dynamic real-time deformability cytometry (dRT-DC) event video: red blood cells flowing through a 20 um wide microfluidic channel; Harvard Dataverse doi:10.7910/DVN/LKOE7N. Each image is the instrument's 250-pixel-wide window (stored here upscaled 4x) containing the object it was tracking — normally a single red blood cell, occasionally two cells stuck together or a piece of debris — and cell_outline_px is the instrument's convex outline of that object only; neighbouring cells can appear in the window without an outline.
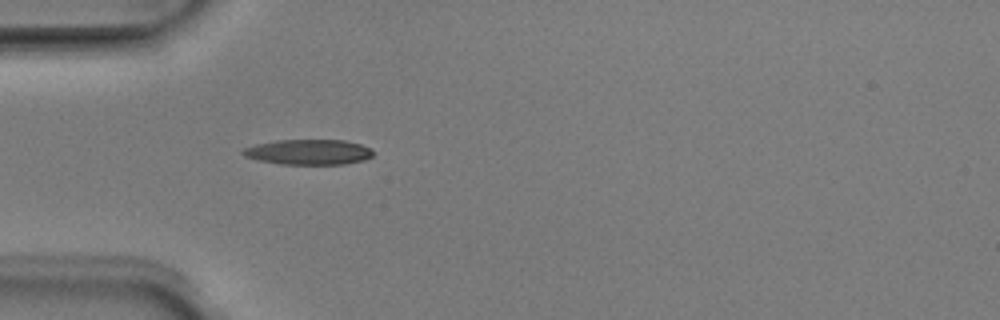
{"species": "Egyptian fruit bat (a non-hibernating species)", "species_latin": "Rousettus aegyptiacus", "temperature_condition": "room temperature", "stored_images_in_passage": 37, "camera_frame_rate_fps": 3000, "um_per_image_px": 0.085, "animal": {"sex": "male"}, "frame": {"image": 1, "passage_image": 1, "time_ms": 0.0, "image_size_px": [1000, 320], "cell_outline_px": [[372, 156], [364, 160], [344, 164], [280, 164], [256, 160], [244, 156], [240, 152], [244, 148], [256, 144], [276, 140], [344, 140], [360, 144], [372, 148]], "centroid_in_image_um": [26.2, 12.92], "position_along_channel_um": 58.8, "area_um2": 19.25}}
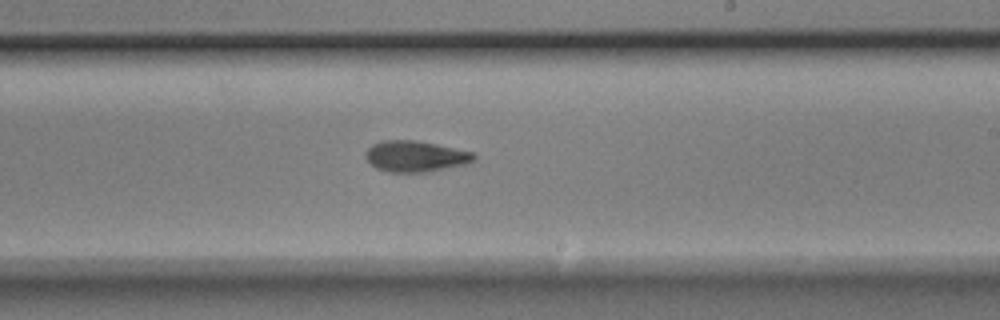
{"frame": {"image": 2, "passage_image": 16, "time_ms": 5.0, "image_size_px": [1000, 320], "cell_outline_px": [[476, 160], [472, 164], [432, 172], [388, 172], [376, 168], [364, 156], [364, 152], [372, 144], [380, 140], [416, 140], [436, 144], [472, 152], [476, 156]], "centroid_in_image_um": [35.36, 13.3], "position_along_channel_um": 253.6, "area_um2": 20.06}}
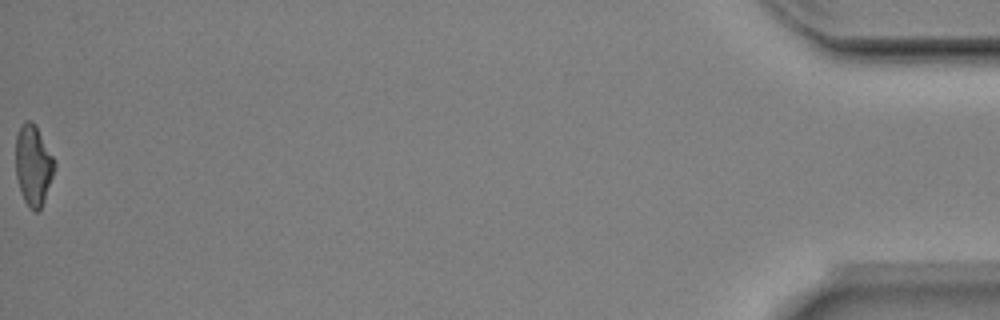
{"frame": {"image": 3, "passage_image": 37, "time_ms": 12.0, "image_size_px": [1000, 320], "cell_outline_px": [[56, 168], [44, 200], [40, 208], [36, 212], [28, 208], [24, 200], [16, 176], [16, 136], [20, 128], [28, 120], [32, 120], [36, 124], [56, 160]], "centroid_in_image_um": [2.86, 14.03], "position_along_channel_um": 432.3, "area_um2": 18.32}, "authors_computed_cell_mechanics": {"area_um2": 19.2474, "velocity_mm_per_s": 3.9759, "shape_relaxation_time_tau1_ms": 3.2492, "shape_relaxation_time_tau2_ms": 5.2228, "deformation_change_tau1": 0.1587, "deformation_change_tau2": 0.1427}}